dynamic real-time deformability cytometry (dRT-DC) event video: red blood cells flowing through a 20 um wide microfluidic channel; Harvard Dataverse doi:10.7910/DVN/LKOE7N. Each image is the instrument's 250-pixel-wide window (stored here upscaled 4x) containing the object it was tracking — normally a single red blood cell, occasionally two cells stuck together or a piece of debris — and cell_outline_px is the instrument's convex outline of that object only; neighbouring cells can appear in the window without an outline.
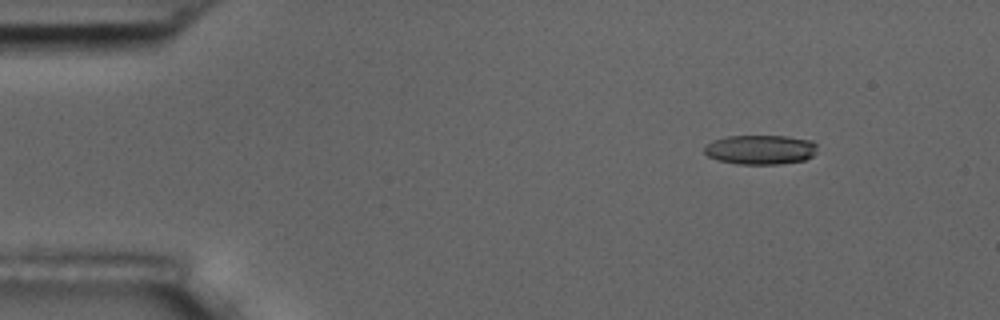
{"species": "common noctule bat (a hibernating species)", "species_latin": "Nyctalus noctula", "temperature_condition": "room temperature", "stored_images_in_passage": 3, "camera_frame_rate_fps": 3000, "um_per_image_px": 0.085, "animal": {"sex": "male", "body_mass_g": 17.5, "forearm_length_mm": 52.3}, "frame": {"image": 1, "passage_image": 1, "time_ms": 0.0, "image_size_px": [1000, 320], "cell_outline_px": [[816, 152], [812, 156], [804, 160], [780, 164], [736, 164], [716, 160], [708, 156], [704, 152], [704, 144], [712, 140], [728, 136], [788, 136], [812, 140], [816, 144]], "centroid_in_image_um": [64.61, 12.72], "position_along_channel_um": 20.4, "area_um2": 19.65}}
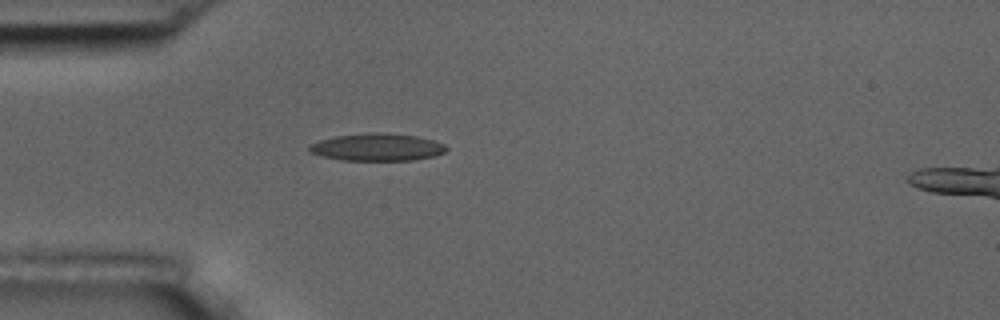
{"frame": {"image": 2, "passage_image": 3, "time_ms": 3.0, "image_size_px": [1000, 320], "cell_outline_px": [[448, 148], [444, 152], [436, 156], [412, 160], [340, 160], [320, 156], [308, 152], [308, 144], [320, 140], [336, 136], [368, 132], [380, 132], [416, 136], [432, 140], [444, 144]], "centroid_in_image_um": [32.01, 12.51], "position_along_channel_um": 53.0, "area_um2": 22.02}}